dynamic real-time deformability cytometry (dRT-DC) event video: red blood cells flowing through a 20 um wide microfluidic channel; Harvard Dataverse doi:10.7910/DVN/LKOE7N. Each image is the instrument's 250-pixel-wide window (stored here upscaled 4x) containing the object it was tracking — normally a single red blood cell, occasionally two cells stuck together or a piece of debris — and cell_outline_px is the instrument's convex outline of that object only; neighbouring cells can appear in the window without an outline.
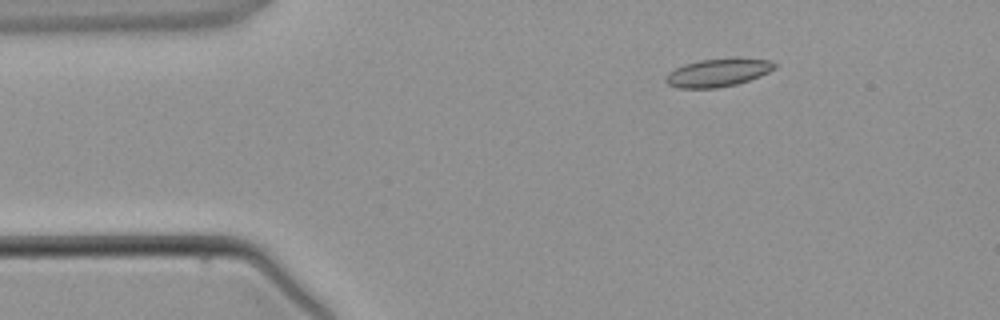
{"species": "common noctule bat (a hibernating species)", "species_latin": "Nyctalus noctula", "temperature_condition": "warm", "stored_images_in_passage": 4, "camera_frame_rate_fps": 3000, "um_per_image_px": 0.085, "animal": {"sex": "male", "body_mass_g": 21.5, "forearm_length_mm": 52.0}, "frame": {"image": 1, "passage_image": 2, "time_ms": 1.333, "image_size_px": [1000, 320], "cell_outline_px": [[776, 68], [760, 76], [736, 84], [716, 88], [676, 88], [668, 84], [664, 80], [664, 76], [668, 72], [684, 64], [700, 60], [736, 56], [772, 60], [776, 64]], "centroid_in_image_um": [61.04, 6.14], "position_along_channel_um": 24.0, "area_um2": 18.26}}
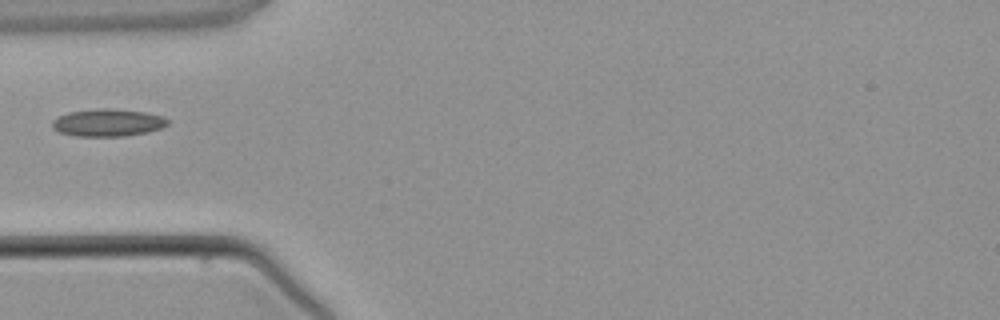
{"frame": {"image": 2, "passage_image": 4, "time_ms": 3.667, "image_size_px": [1000, 320], "cell_outline_px": [[168, 124], [160, 128], [148, 132], [124, 136], [76, 136], [60, 132], [52, 128], [52, 120], [68, 112], [96, 108], [104, 108], [144, 112], [160, 116], [168, 120]], "centroid_in_image_um": [9.13, 10.43], "position_along_channel_um": 75.9, "area_um2": 18.26}}